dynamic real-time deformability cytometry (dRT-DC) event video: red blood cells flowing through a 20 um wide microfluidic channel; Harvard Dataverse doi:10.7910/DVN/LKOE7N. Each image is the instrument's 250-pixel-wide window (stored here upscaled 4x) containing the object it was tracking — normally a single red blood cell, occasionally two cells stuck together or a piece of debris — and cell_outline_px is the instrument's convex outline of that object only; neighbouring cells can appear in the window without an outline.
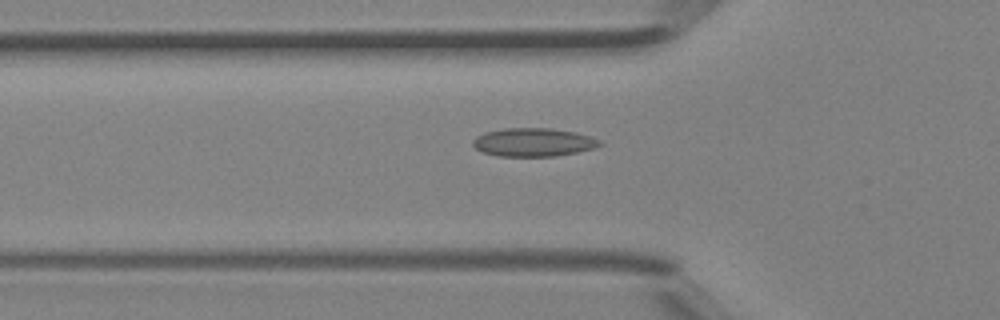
{"species": "Egyptian fruit bat (a non-hibernating species)", "species_latin": "Rousettus aegyptiacus", "temperature_condition": "room temperature", "stored_images_in_passage": 31, "camera_frame_rate_fps": 3000, "um_per_image_px": 0.085, "animal": {"sex": "female"}, "frame": {"image": 1, "passage_image": 3, "time_ms": 0.667, "image_size_px": [1000, 320], "cell_outline_px": [[604, 144], [592, 148], [576, 152], [556, 156], [496, 156], [484, 152], [476, 148], [472, 144], [472, 140], [476, 136], [484, 132], [504, 128], [552, 128], [576, 132], [592, 136], [600, 140]], "centroid_in_image_um": [45.34, 12.08], "position_along_channel_um": 80.5, "area_um2": 21.1}}
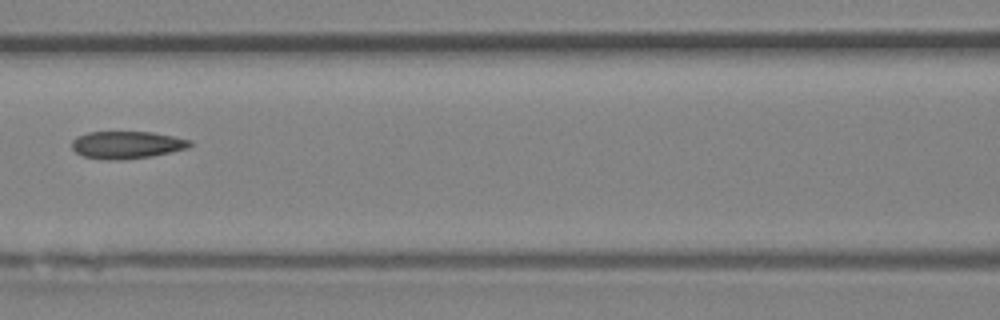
{"frame": {"image": 2, "passage_image": 8, "time_ms": 2.333, "image_size_px": [1000, 320], "cell_outline_px": [[192, 144], [188, 148], [172, 152], [152, 156], [116, 160], [108, 160], [84, 156], [76, 152], [72, 148], [72, 140], [76, 136], [88, 132], [152, 132], [192, 140]], "centroid_in_image_um": [10.78, 12.31], "position_along_channel_um": 155.8, "area_um2": 18.84}}
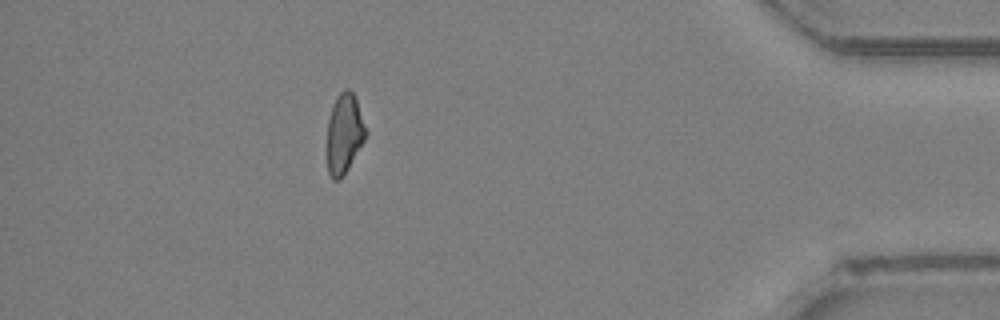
{"frame": {"image": 3, "passage_image": 28, "time_ms": 9.0, "image_size_px": [1000, 320], "cell_outline_px": [[368, 132], [364, 140], [348, 168], [340, 180], [332, 180], [328, 172], [328, 120], [336, 96], [344, 88], [348, 88], [352, 92], [356, 100]], "centroid_in_image_um": [29.27, 11.35], "position_along_channel_um": 405.9, "area_um2": 17.74}, "authors_computed_cell_mechanics": {"area_um2": 18.785, "velocity_mm_per_s": 4.5024, "shape_relaxation_time_tau1_ms": null, "shape_relaxation_time_tau2_ms": 6.4518, "deformation_change_tau1": null, "deformation_change_tau2": 0.1666}}